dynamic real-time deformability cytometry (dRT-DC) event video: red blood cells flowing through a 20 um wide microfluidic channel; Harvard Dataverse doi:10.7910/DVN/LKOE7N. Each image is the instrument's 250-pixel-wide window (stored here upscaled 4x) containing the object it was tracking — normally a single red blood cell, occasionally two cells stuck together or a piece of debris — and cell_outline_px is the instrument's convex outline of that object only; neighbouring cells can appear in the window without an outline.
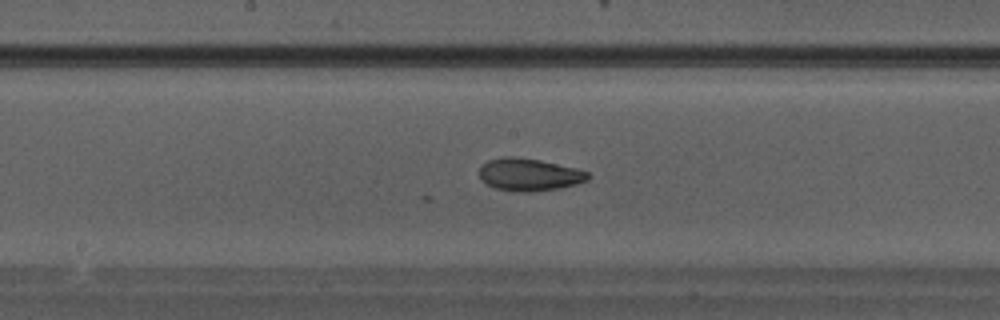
{"species": "Egyptian fruit bat (a non-hibernating species)", "species_latin": "Rousettus aegyptiacus", "temperature_condition": "warm", "stored_images_in_passage": 32, "camera_frame_rate_fps": 3000, "um_per_image_px": 0.085, "animal": {"sex": "male"}, "frame": {"image": 1, "passage_image": 17, "time_ms": 5.333, "image_size_px": [1000, 320], "cell_outline_px": [[592, 176], [588, 180], [576, 184], [560, 188], [528, 192], [520, 192], [496, 188], [480, 180], [480, 168], [488, 160], [504, 156], [512, 156], [540, 160], [576, 168], [588, 172]], "centroid_in_image_um": [45.0, 14.84], "position_along_channel_um": 203.2, "area_um2": 20.52}}